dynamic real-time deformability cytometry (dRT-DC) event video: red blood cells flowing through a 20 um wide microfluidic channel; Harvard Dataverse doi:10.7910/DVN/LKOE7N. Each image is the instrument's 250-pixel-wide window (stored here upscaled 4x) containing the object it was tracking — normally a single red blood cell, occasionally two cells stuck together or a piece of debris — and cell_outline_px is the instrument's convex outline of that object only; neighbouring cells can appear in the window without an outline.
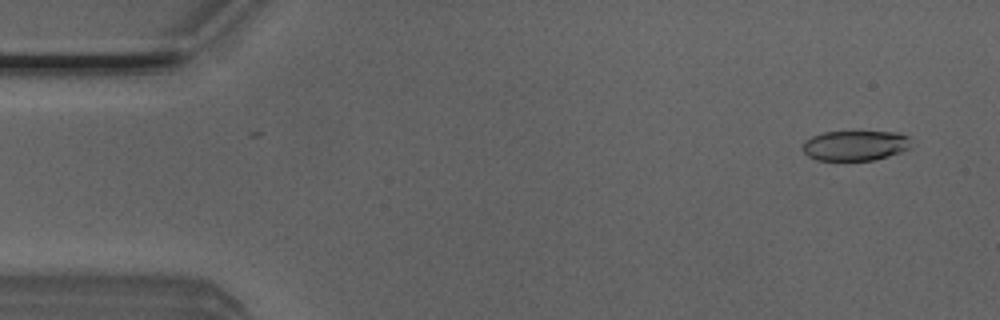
{"species": "Egyptian fruit bat (a non-hibernating species)", "species_latin": "Rousettus aegyptiacus", "temperature_condition": "room temperature", "stored_images_in_passage": 51, "camera_frame_rate_fps": 3000, "um_per_image_px": 0.085, "animal": {"sex": "male"}, "frame": {"image": 1, "passage_image": 3, "time_ms": 0.667, "image_size_px": [1000, 320], "cell_outline_px": [[908, 148], [900, 152], [888, 156], [872, 160], [816, 160], [808, 156], [804, 152], [804, 140], [812, 136], [824, 132], [856, 128], [900, 132], [908, 136]], "centroid_in_image_um": [72.68, 12.3], "position_along_channel_um": 12.3, "area_um2": 19.88}}
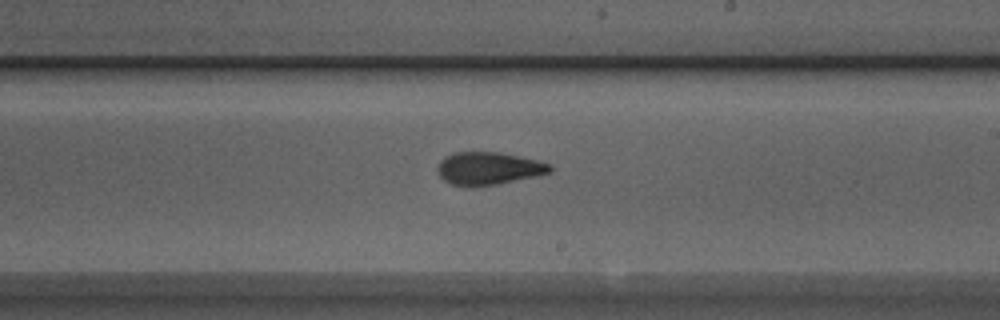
{"frame": {"image": 2, "passage_image": 29, "time_ms": 9.333, "image_size_px": [1000, 320], "cell_outline_px": [[552, 172], [540, 176], [496, 184], [472, 188], [468, 188], [452, 184], [444, 180], [440, 176], [440, 160], [444, 156], [456, 152], [500, 152], [520, 156], [552, 164]], "centroid_in_image_um": [41.58, 14.33], "position_along_channel_um": 247.4, "area_um2": 21.68}}
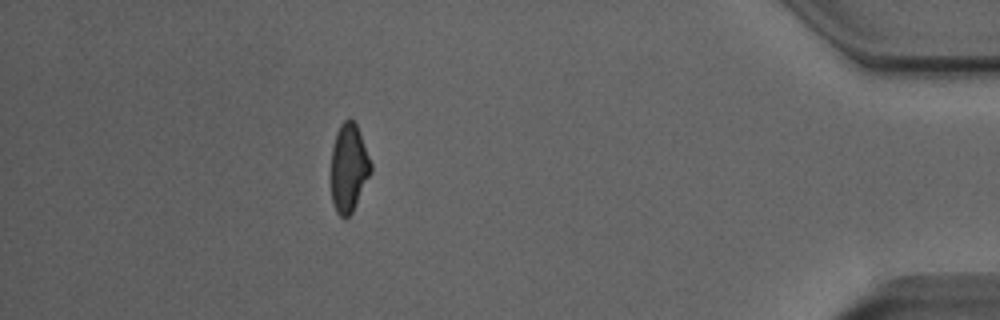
{"frame": {"image": 3, "passage_image": 45, "time_ms": 14.667, "image_size_px": [1000, 320], "cell_outline_px": [[372, 172], [352, 212], [344, 220], [336, 212], [332, 200], [332, 148], [336, 132], [340, 124], [344, 120], [352, 120], [356, 124], [372, 164]], "centroid_in_image_um": [29.65, 14.29], "position_along_channel_um": 405.5, "area_um2": 20.29}, "authors_computed_cell_mechanics": {"area_um2": 21.1548, "velocity_mm_per_s": 3.9952, "shape_relaxation_time_tau1_ms": 6.1877, "shape_relaxation_time_tau2_ms": 2.1965, "deformation_change_tau1": 0.1808, "deformation_change_tau2": 0.0956}}